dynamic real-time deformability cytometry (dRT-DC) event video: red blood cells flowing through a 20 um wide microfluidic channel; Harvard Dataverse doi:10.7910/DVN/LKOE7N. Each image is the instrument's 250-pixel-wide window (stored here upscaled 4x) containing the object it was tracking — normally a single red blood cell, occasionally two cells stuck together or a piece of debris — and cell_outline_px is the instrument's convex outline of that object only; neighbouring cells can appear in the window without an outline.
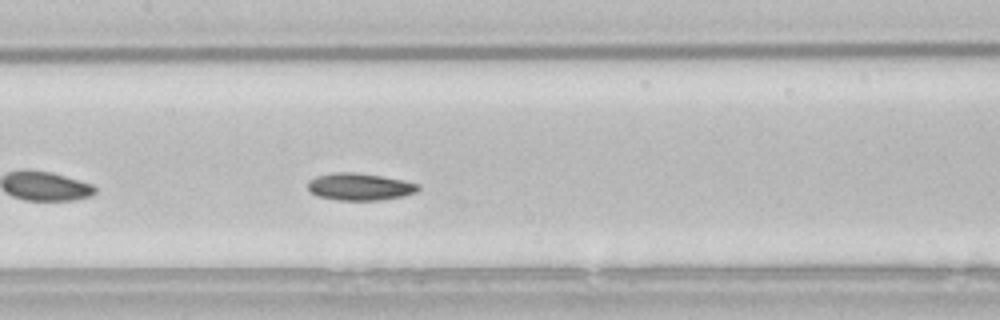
{"species": "common noctule bat (a hibernating species)", "species_latin": "Nyctalus noctula", "temperature_condition": "room temperature", "stored_images_in_passage": 41, "camera_frame_rate_fps": 3000, "um_per_image_px": 0.085, "animal": {"sex": "male", "body_mass_g": 21.5, "forearm_length_mm": 52.0}, "frame": {"image": 1, "passage_image": 12, "time_ms": 3.667, "image_size_px": [1000, 320], "cell_outline_px": [[420, 188], [416, 192], [404, 196], [380, 200], [340, 200], [316, 196], [308, 192], [308, 180], [316, 176], [336, 172], [356, 172], [404, 180], [420, 184]], "centroid_in_image_um": [30.56, 15.87], "position_along_channel_um": 176.8, "area_um2": 17.63}}
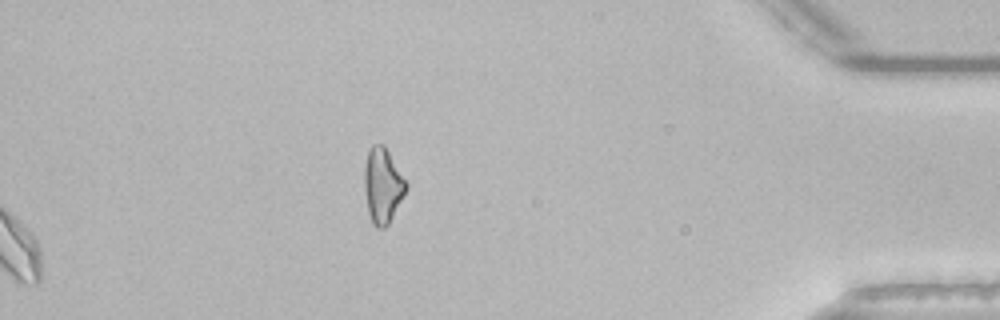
{"frame": {"image": 2, "passage_image": 41, "time_ms": 13.333, "image_size_px": [1000, 320], "cell_outline_px": [[408, 188], [388, 224], [384, 228], [376, 228], [372, 224], [368, 212], [364, 192], [364, 168], [368, 152], [372, 144], [384, 144], [408, 184]], "centroid_in_image_um": [32.52, 15.77], "position_along_channel_um": 402.7, "area_um2": 18.32}, "authors_computed_cell_mechanics": {"area_um2": 17.629, "velocity_mm_per_s": 3.7833, "shape_relaxation_time_tau1_ms": 7.8557, "shape_relaxation_time_tau2_ms": null, "deformation_change_tau1": 0.1306, "deformation_change_tau2": null}}